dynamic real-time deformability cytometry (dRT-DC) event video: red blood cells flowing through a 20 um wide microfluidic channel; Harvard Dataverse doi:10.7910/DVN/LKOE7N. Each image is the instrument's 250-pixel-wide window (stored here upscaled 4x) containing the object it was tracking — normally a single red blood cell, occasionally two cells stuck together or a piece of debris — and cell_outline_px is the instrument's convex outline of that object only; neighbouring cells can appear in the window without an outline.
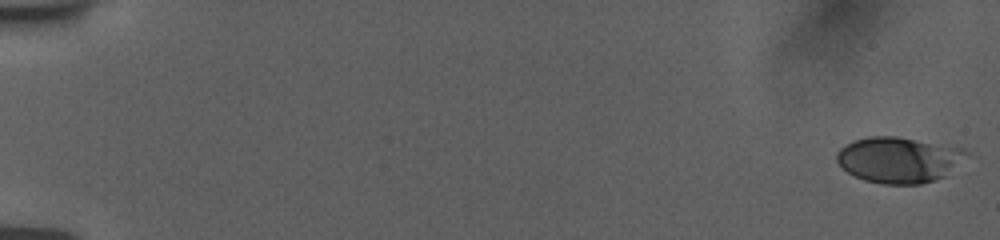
{"species": "human", "species_latin": "Homo sapiens", "temperature_condition": "room temperature", "stored_images_in_passage": 44, "camera_frame_rate_fps": 3000, "um_per_image_px": 0.085, "donor": {"sex": "female"}, "frame": {"image": 1, "passage_image": 1, "time_ms": 0.0, "image_size_px": [1000, 240], "cell_outline_px": [[976, 156], [944, 176], [920, 184], [884, 184], [864, 180], [848, 172], [836, 160], [836, 152], [840, 148], [852, 140], [868, 136], [896, 136], [964, 148], [972, 152]], "centroid_in_image_um": [76.51, 13.56], "position_along_channel_um": 8.5, "area_um2": 35.32}}
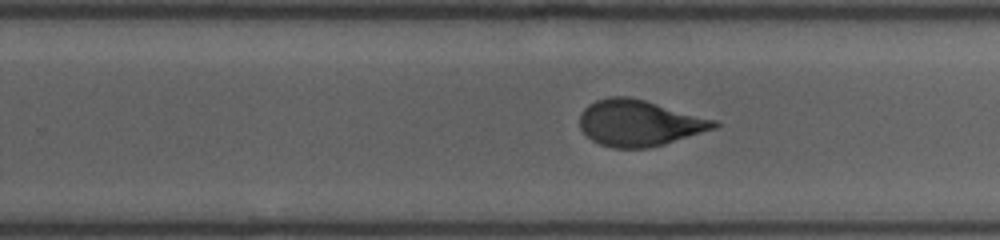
{"frame": {"image": 2, "passage_image": 25, "time_ms": 12.0, "image_size_px": [1000, 240], "cell_outline_px": [[720, 124], [716, 128], [664, 144], [648, 148], [612, 148], [600, 144], [592, 140], [580, 128], [580, 112], [588, 104], [596, 100], [608, 96], [628, 96], [644, 100], [716, 120]], "centroid_in_image_um": [54.3, 10.45], "position_along_channel_um": 275.5, "area_um2": 36.01}}
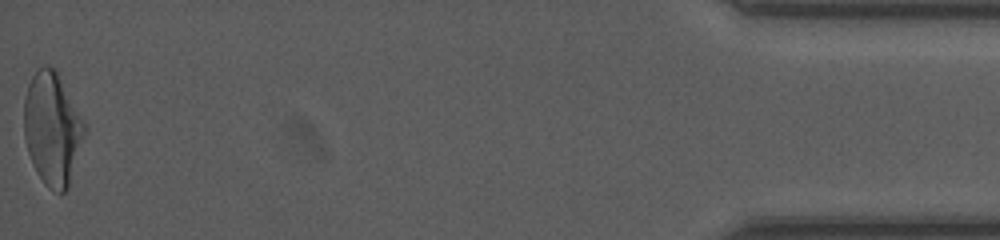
{"frame": {"image": 3, "passage_image": 44, "time_ms": 18.333, "image_size_px": [1000, 240], "cell_outline_px": [[88, 128], [68, 188], [64, 192], [60, 192], [48, 188], [44, 184], [28, 152], [24, 136], [24, 100], [28, 84], [32, 76], [44, 64], [56, 68], [88, 124]], "centroid_in_image_um": [4.5, 10.89], "position_along_channel_um": 430.7, "area_um2": 40.34}, "authors_computed_cell_mechanics": {"area_um2": 36.0383, "velocity_mm_per_s": 3.773, "shape_relaxation_time_tau1_ms": 4.4592, "shape_relaxation_time_tau2_ms": 0.9937, "deformation_change_tau1": 0.156, "deformation_change_tau2": 0.0693}}